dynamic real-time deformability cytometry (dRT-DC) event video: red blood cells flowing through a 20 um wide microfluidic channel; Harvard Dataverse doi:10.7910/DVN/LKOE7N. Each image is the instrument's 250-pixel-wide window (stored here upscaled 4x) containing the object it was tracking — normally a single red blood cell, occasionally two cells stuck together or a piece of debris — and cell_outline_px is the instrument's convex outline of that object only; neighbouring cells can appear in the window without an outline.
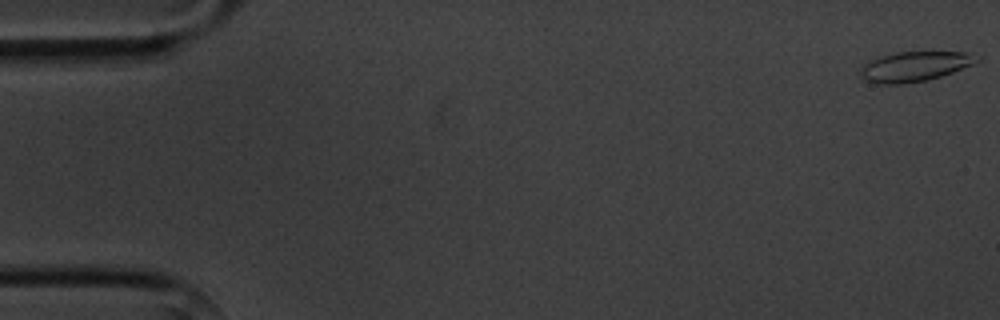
{"species": "common noctule bat (a hibernating species)", "species_latin": "Nyctalus noctula", "temperature_condition": "cold", "stored_images_in_passage": 4, "camera_frame_rate_fps": 3000, "um_per_image_px": 0.085, "animal": {"sex": "male", "body_mass_g": 20.1, "forearm_length_mm": 53.5}, "frame": {"image": 1, "passage_image": 1, "time_ms": 0.0, "image_size_px": [1000, 320], "cell_outline_px": [[980, 60], [972, 64], [952, 72], [940, 76], [924, 80], [904, 84], [880, 84], [864, 80], [860, 72], [860, 68], [868, 60], [880, 56], [896, 52], [964, 52], [980, 56]], "centroid_in_image_um": [77.71, 5.64], "position_along_channel_um": 7.3, "area_um2": 20.17}}